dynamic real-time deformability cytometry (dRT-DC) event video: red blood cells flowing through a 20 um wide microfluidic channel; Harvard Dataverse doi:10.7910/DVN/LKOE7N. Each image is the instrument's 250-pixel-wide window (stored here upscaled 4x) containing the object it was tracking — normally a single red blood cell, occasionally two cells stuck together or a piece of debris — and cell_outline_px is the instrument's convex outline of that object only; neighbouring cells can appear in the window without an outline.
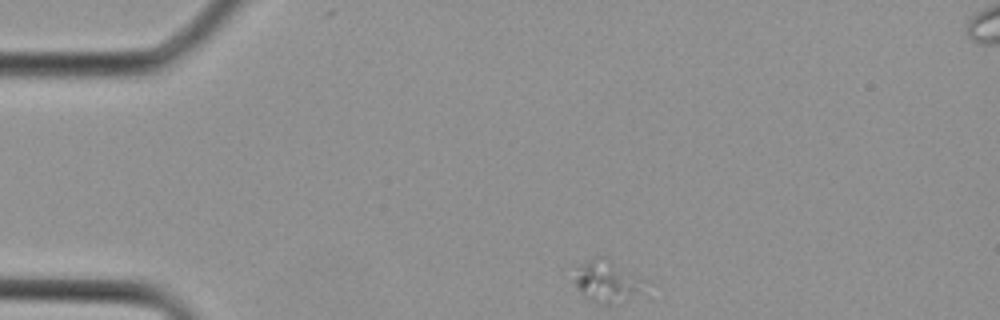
{"species": "Egyptian fruit bat (a non-hibernating species)", "species_latin": "Rousettus aegyptiacus", "temperature_condition": "cold", "stored_images_in_passage": 3, "camera_frame_rate_fps": 3000, "um_per_image_px": 0.085, "animal": {"sex": "female"}, "frame": {"image": 1, "passage_image": 1, "time_ms": 0.0, "image_size_px": [1000, 320], "cell_outline_px": [[648, 280], [640, 292], [620, 304], [596, 304], [588, 300], [576, 288], [572, 280], [572, 268], [596, 256], [600, 256]], "centroid_in_image_um": [51.52, 23.94], "position_along_channel_um": 33.5, "area_um2": 17.69}}